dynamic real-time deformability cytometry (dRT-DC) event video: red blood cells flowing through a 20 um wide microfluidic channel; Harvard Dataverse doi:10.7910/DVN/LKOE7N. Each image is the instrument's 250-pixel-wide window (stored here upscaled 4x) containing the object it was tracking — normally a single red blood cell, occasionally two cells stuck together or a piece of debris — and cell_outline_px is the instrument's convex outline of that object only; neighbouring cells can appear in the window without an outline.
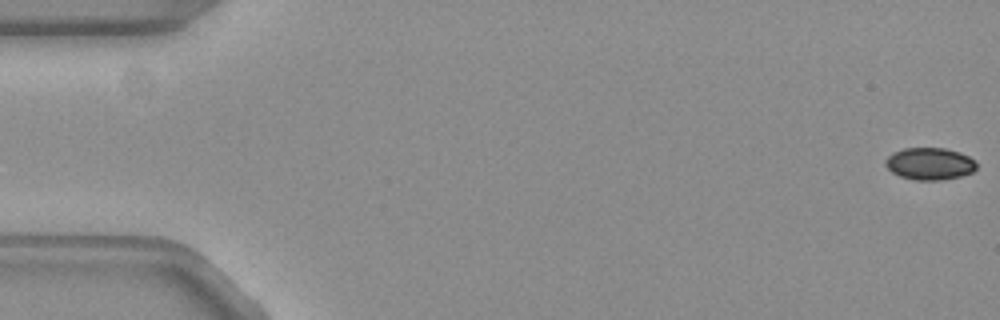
{"species": "common noctule bat (a hibernating species)", "species_latin": "Nyctalus noctula", "temperature_condition": "warm", "stored_images_in_passage": 47, "camera_frame_rate_fps": 3000, "um_per_image_px": 0.085, "animal": {"sex": "female", "body_mass_g": 19.3, "forearm_length_mm": 54.1}, "frame": {"image": 1, "passage_image": 1, "time_ms": 0.0, "image_size_px": [1000, 320], "cell_outline_px": [[976, 168], [972, 172], [960, 176], [940, 180], [916, 180], [900, 176], [892, 172], [884, 164], [884, 160], [892, 152], [904, 148], [944, 148], [960, 152], [968, 156], [976, 164]], "centroid_in_image_um": [78.99, 13.91], "position_along_channel_um": 6.0, "area_um2": 16.99}}
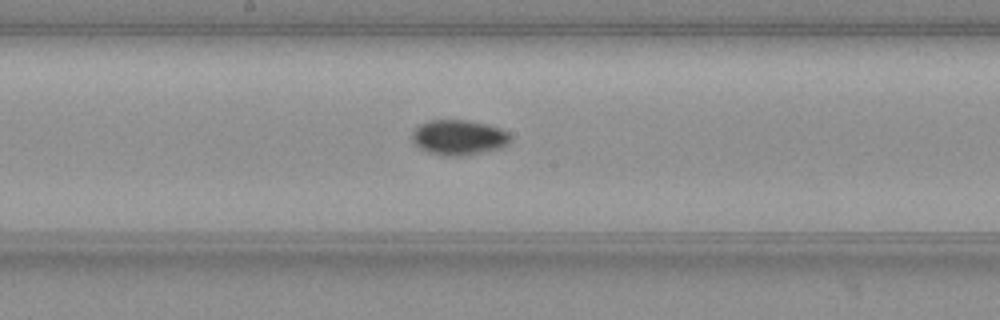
{"frame": {"image": 2, "passage_image": 29, "time_ms": 9.333, "image_size_px": [1000, 320], "cell_outline_px": [[512, 140], [504, 148], [468, 156], [440, 156], [428, 152], [420, 148], [412, 140], [412, 132], [420, 124], [428, 120], [468, 120], [488, 124], [500, 128], [508, 132]], "centroid_in_image_um": [39.04, 11.7], "position_along_channel_um": 209.2, "area_um2": 20.63}}
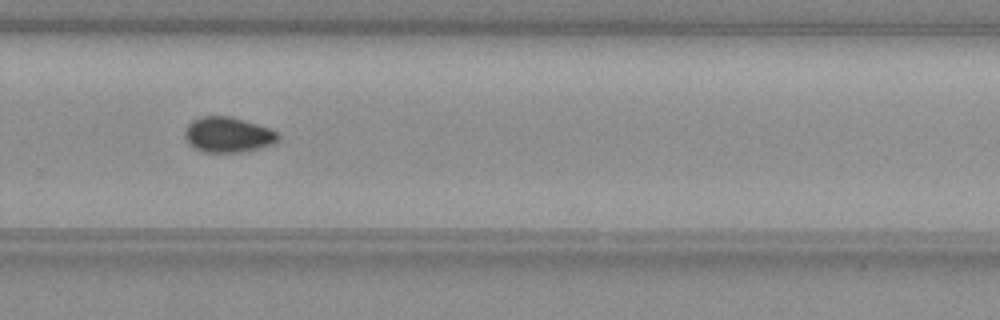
{"frame": {"image": 3, "passage_image": 37, "time_ms": 12.0, "image_size_px": [1000, 320], "cell_outline_px": [[280, 136], [272, 144], [244, 152], [204, 152], [196, 148], [184, 136], [184, 128], [192, 120], [204, 116], [228, 116], [256, 124], [268, 128], [276, 132]], "centroid_in_image_um": [19.35, 11.45], "position_along_channel_um": 310.5, "area_um2": 18.84}, "authors_computed_cell_mechanics": {"area_um2": 18.6694, "velocity_mm_per_s": 3.8161, "shape_relaxation_time_tau1_ms": 3.4763, "shape_relaxation_time_tau2_ms": null, "deformation_change_tau1": 0.0505, "deformation_change_tau2": null}}